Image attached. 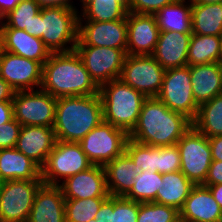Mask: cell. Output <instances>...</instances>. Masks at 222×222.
Returning <instances> with one entry per match:
<instances>
[{
    "label": "cell",
    "mask_w": 222,
    "mask_h": 222,
    "mask_svg": "<svg viewBox=\"0 0 222 222\" xmlns=\"http://www.w3.org/2000/svg\"><path fill=\"white\" fill-rule=\"evenodd\" d=\"M192 121L185 115L170 110L157 97L146 98L138 122L129 138L153 147L175 145L190 129Z\"/></svg>",
    "instance_id": "1"
},
{
    "label": "cell",
    "mask_w": 222,
    "mask_h": 222,
    "mask_svg": "<svg viewBox=\"0 0 222 222\" xmlns=\"http://www.w3.org/2000/svg\"><path fill=\"white\" fill-rule=\"evenodd\" d=\"M40 89L55 98L99 94V87L75 50L51 53L43 64Z\"/></svg>",
    "instance_id": "2"
},
{
    "label": "cell",
    "mask_w": 222,
    "mask_h": 222,
    "mask_svg": "<svg viewBox=\"0 0 222 222\" xmlns=\"http://www.w3.org/2000/svg\"><path fill=\"white\" fill-rule=\"evenodd\" d=\"M103 121L99 94L57 98L54 132L57 140L79 143Z\"/></svg>",
    "instance_id": "3"
},
{
    "label": "cell",
    "mask_w": 222,
    "mask_h": 222,
    "mask_svg": "<svg viewBox=\"0 0 222 222\" xmlns=\"http://www.w3.org/2000/svg\"><path fill=\"white\" fill-rule=\"evenodd\" d=\"M99 95L103 104V121L130 134L138 122L146 97L119 78L100 86Z\"/></svg>",
    "instance_id": "4"
},
{
    "label": "cell",
    "mask_w": 222,
    "mask_h": 222,
    "mask_svg": "<svg viewBox=\"0 0 222 222\" xmlns=\"http://www.w3.org/2000/svg\"><path fill=\"white\" fill-rule=\"evenodd\" d=\"M79 13L64 7L41 8L40 39L51 53L74 50L78 40Z\"/></svg>",
    "instance_id": "5"
},
{
    "label": "cell",
    "mask_w": 222,
    "mask_h": 222,
    "mask_svg": "<svg viewBox=\"0 0 222 222\" xmlns=\"http://www.w3.org/2000/svg\"><path fill=\"white\" fill-rule=\"evenodd\" d=\"M92 165L79 143L57 140L41 168V179L43 184L58 186L63 178L65 180Z\"/></svg>",
    "instance_id": "6"
},
{
    "label": "cell",
    "mask_w": 222,
    "mask_h": 222,
    "mask_svg": "<svg viewBox=\"0 0 222 222\" xmlns=\"http://www.w3.org/2000/svg\"><path fill=\"white\" fill-rule=\"evenodd\" d=\"M176 146L180 152V171L194 185H203L213 161L208 137L191 126Z\"/></svg>",
    "instance_id": "7"
},
{
    "label": "cell",
    "mask_w": 222,
    "mask_h": 222,
    "mask_svg": "<svg viewBox=\"0 0 222 222\" xmlns=\"http://www.w3.org/2000/svg\"><path fill=\"white\" fill-rule=\"evenodd\" d=\"M128 138L124 130L102 121L79 144L93 165L104 166L125 152Z\"/></svg>",
    "instance_id": "8"
},
{
    "label": "cell",
    "mask_w": 222,
    "mask_h": 222,
    "mask_svg": "<svg viewBox=\"0 0 222 222\" xmlns=\"http://www.w3.org/2000/svg\"><path fill=\"white\" fill-rule=\"evenodd\" d=\"M157 98L170 110L193 121L199 105L193 97L189 66L167 69Z\"/></svg>",
    "instance_id": "9"
},
{
    "label": "cell",
    "mask_w": 222,
    "mask_h": 222,
    "mask_svg": "<svg viewBox=\"0 0 222 222\" xmlns=\"http://www.w3.org/2000/svg\"><path fill=\"white\" fill-rule=\"evenodd\" d=\"M56 101L41 89L16 91L12 100L14 119L22 126L53 127Z\"/></svg>",
    "instance_id": "10"
},
{
    "label": "cell",
    "mask_w": 222,
    "mask_h": 222,
    "mask_svg": "<svg viewBox=\"0 0 222 222\" xmlns=\"http://www.w3.org/2000/svg\"><path fill=\"white\" fill-rule=\"evenodd\" d=\"M165 71L152 55H126L119 79L146 98L157 97Z\"/></svg>",
    "instance_id": "11"
},
{
    "label": "cell",
    "mask_w": 222,
    "mask_h": 222,
    "mask_svg": "<svg viewBox=\"0 0 222 222\" xmlns=\"http://www.w3.org/2000/svg\"><path fill=\"white\" fill-rule=\"evenodd\" d=\"M42 180H7L0 192V222H27Z\"/></svg>",
    "instance_id": "12"
},
{
    "label": "cell",
    "mask_w": 222,
    "mask_h": 222,
    "mask_svg": "<svg viewBox=\"0 0 222 222\" xmlns=\"http://www.w3.org/2000/svg\"><path fill=\"white\" fill-rule=\"evenodd\" d=\"M74 50L98 87L120 78L126 57L124 50L97 46H75Z\"/></svg>",
    "instance_id": "13"
},
{
    "label": "cell",
    "mask_w": 222,
    "mask_h": 222,
    "mask_svg": "<svg viewBox=\"0 0 222 222\" xmlns=\"http://www.w3.org/2000/svg\"><path fill=\"white\" fill-rule=\"evenodd\" d=\"M43 64L0 49V77L15 91L40 89Z\"/></svg>",
    "instance_id": "14"
},
{
    "label": "cell",
    "mask_w": 222,
    "mask_h": 222,
    "mask_svg": "<svg viewBox=\"0 0 222 222\" xmlns=\"http://www.w3.org/2000/svg\"><path fill=\"white\" fill-rule=\"evenodd\" d=\"M127 34L126 17L109 22H79L78 40L75 46L110 47L127 52Z\"/></svg>",
    "instance_id": "15"
},
{
    "label": "cell",
    "mask_w": 222,
    "mask_h": 222,
    "mask_svg": "<svg viewBox=\"0 0 222 222\" xmlns=\"http://www.w3.org/2000/svg\"><path fill=\"white\" fill-rule=\"evenodd\" d=\"M65 199L108 198L104 167L92 165L85 171L70 176L58 185Z\"/></svg>",
    "instance_id": "16"
},
{
    "label": "cell",
    "mask_w": 222,
    "mask_h": 222,
    "mask_svg": "<svg viewBox=\"0 0 222 222\" xmlns=\"http://www.w3.org/2000/svg\"><path fill=\"white\" fill-rule=\"evenodd\" d=\"M126 55H152L159 36L154 15L128 12Z\"/></svg>",
    "instance_id": "17"
},
{
    "label": "cell",
    "mask_w": 222,
    "mask_h": 222,
    "mask_svg": "<svg viewBox=\"0 0 222 222\" xmlns=\"http://www.w3.org/2000/svg\"><path fill=\"white\" fill-rule=\"evenodd\" d=\"M56 141L53 127L22 126L15 148L42 168Z\"/></svg>",
    "instance_id": "18"
},
{
    "label": "cell",
    "mask_w": 222,
    "mask_h": 222,
    "mask_svg": "<svg viewBox=\"0 0 222 222\" xmlns=\"http://www.w3.org/2000/svg\"><path fill=\"white\" fill-rule=\"evenodd\" d=\"M1 50L35 60L44 64L51 52L44 42L31 36L25 30L11 27H0Z\"/></svg>",
    "instance_id": "19"
},
{
    "label": "cell",
    "mask_w": 222,
    "mask_h": 222,
    "mask_svg": "<svg viewBox=\"0 0 222 222\" xmlns=\"http://www.w3.org/2000/svg\"><path fill=\"white\" fill-rule=\"evenodd\" d=\"M179 213L180 219L187 222H222V209L203 185L192 188Z\"/></svg>",
    "instance_id": "20"
},
{
    "label": "cell",
    "mask_w": 222,
    "mask_h": 222,
    "mask_svg": "<svg viewBox=\"0 0 222 222\" xmlns=\"http://www.w3.org/2000/svg\"><path fill=\"white\" fill-rule=\"evenodd\" d=\"M192 33L159 32L152 54L163 69L187 66V54Z\"/></svg>",
    "instance_id": "21"
},
{
    "label": "cell",
    "mask_w": 222,
    "mask_h": 222,
    "mask_svg": "<svg viewBox=\"0 0 222 222\" xmlns=\"http://www.w3.org/2000/svg\"><path fill=\"white\" fill-rule=\"evenodd\" d=\"M27 222H65V198L59 186L39 187Z\"/></svg>",
    "instance_id": "22"
},
{
    "label": "cell",
    "mask_w": 222,
    "mask_h": 222,
    "mask_svg": "<svg viewBox=\"0 0 222 222\" xmlns=\"http://www.w3.org/2000/svg\"><path fill=\"white\" fill-rule=\"evenodd\" d=\"M193 97L198 105L222 94V64L189 66Z\"/></svg>",
    "instance_id": "23"
},
{
    "label": "cell",
    "mask_w": 222,
    "mask_h": 222,
    "mask_svg": "<svg viewBox=\"0 0 222 222\" xmlns=\"http://www.w3.org/2000/svg\"><path fill=\"white\" fill-rule=\"evenodd\" d=\"M0 176L5 180H42L41 168L15 147L0 149Z\"/></svg>",
    "instance_id": "24"
},
{
    "label": "cell",
    "mask_w": 222,
    "mask_h": 222,
    "mask_svg": "<svg viewBox=\"0 0 222 222\" xmlns=\"http://www.w3.org/2000/svg\"><path fill=\"white\" fill-rule=\"evenodd\" d=\"M107 189L111 196H125L137 177L133 160L124 152L104 166Z\"/></svg>",
    "instance_id": "25"
},
{
    "label": "cell",
    "mask_w": 222,
    "mask_h": 222,
    "mask_svg": "<svg viewBox=\"0 0 222 222\" xmlns=\"http://www.w3.org/2000/svg\"><path fill=\"white\" fill-rule=\"evenodd\" d=\"M154 17L160 32L192 33L191 0H176L158 10Z\"/></svg>",
    "instance_id": "26"
},
{
    "label": "cell",
    "mask_w": 222,
    "mask_h": 222,
    "mask_svg": "<svg viewBox=\"0 0 222 222\" xmlns=\"http://www.w3.org/2000/svg\"><path fill=\"white\" fill-rule=\"evenodd\" d=\"M194 186L181 171L164 173L154 202L180 211Z\"/></svg>",
    "instance_id": "27"
},
{
    "label": "cell",
    "mask_w": 222,
    "mask_h": 222,
    "mask_svg": "<svg viewBox=\"0 0 222 222\" xmlns=\"http://www.w3.org/2000/svg\"><path fill=\"white\" fill-rule=\"evenodd\" d=\"M192 34L222 36V3H191Z\"/></svg>",
    "instance_id": "28"
},
{
    "label": "cell",
    "mask_w": 222,
    "mask_h": 222,
    "mask_svg": "<svg viewBox=\"0 0 222 222\" xmlns=\"http://www.w3.org/2000/svg\"><path fill=\"white\" fill-rule=\"evenodd\" d=\"M222 36L192 34L187 66L221 63Z\"/></svg>",
    "instance_id": "29"
},
{
    "label": "cell",
    "mask_w": 222,
    "mask_h": 222,
    "mask_svg": "<svg viewBox=\"0 0 222 222\" xmlns=\"http://www.w3.org/2000/svg\"><path fill=\"white\" fill-rule=\"evenodd\" d=\"M192 126L208 138L222 135V94L199 105Z\"/></svg>",
    "instance_id": "30"
},
{
    "label": "cell",
    "mask_w": 222,
    "mask_h": 222,
    "mask_svg": "<svg viewBox=\"0 0 222 222\" xmlns=\"http://www.w3.org/2000/svg\"><path fill=\"white\" fill-rule=\"evenodd\" d=\"M80 2L82 14L79 15V22L122 20L128 13V10L120 3L103 4L95 0H80Z\"/></svg>",
    "instance_id": "31"
},
{
    "label": "cell",
    "mask_w": 222,
    "mask_h": 222,
    "mask_svg": "<svg viewBox=\"0 0 222 222\" xmlns=\"http://www.w3.org/2000/svg\"><path fill=\"white\" fill-rule=\"evenodd\" d=\"M133 181V187L124 197L139 203L154 202L161 186L162 174L146 170Z\"/></svg>",
    "instance_id": "32"
},
{
    "label": "cell",
    "mask_w": 222,
    "mask_h": 222,
    "mask_svg": "<svg viewBox=\"0 0 222 222\" xmlns=\"http://www.w3.org/2000/svg\"><path fill=\"white\" fill-rule=\"evenodd\" d=\"M40 10L41 7L35 0H22L14 9L1 18L0 27L25 30L29 34V24Z\"/></svg>",
    "instance_id": "33"
},
{
    "label": "cell",
    "mask_w": 222,
    "mask_h": 222,
    "mask_svg": "<svg viewBox=\"0 0 222 222\" xmlns=\"http://www.w3.org/2000/svg\"><path fill=\"white\" fill-rule=\"evenodd\" d=\"M106 199H65V222H87L94 219Z\"/></svg>",
    "instance_id": "34"
},
{
    "label": "cell",
    "mask_w": 222,
    "mask_h": 222,
    "mask_svg": "<svg viewBox=\"0 0 222 222\" xmlns=\"http://www.w3.org/2000/svg\"><path fill=\"white\" fill-rule=\"evenodd\" d=\"M125 153L133 160L137 175L146 170L157 172V147L141 144L128 138Z\"/></svg>",
    "instance_id": "35"
},
{
    "label": "cell",
    "mask_w": 222,
    "mask_h": 222,
    "mask_svg": "<svg viewBox=\"0 0 222 222\" xmlns=\"http://www.w3.org/2000/svg\"><path fill=\"white\" fill-rule=\"evenodd\" d=\"M179 210L156 202L139 203L137 222H176Z\"/></svg>",
    "instance_id": "36"
},
{
    "label": "cell",
    "mask_w": 222,
    "mask_h": 222,
    "mask_svg": "<svg viewBox=\"0 0 222 222\" xmlns=\"http://www.w3.org/2000/svg\"><path fill=\"white\" fill-rule=\"evenodd\" d=\"M139 202L110 195V222H137Z\"/></svg>",
    "instance_id": "37"
},
{
    "label": "cell",
    "mask_w": 222,
    "mask_h": 222,
    "mask_svg": "<svg viewBox=\"0 0 222 222\" xmlns=\"http://www.w3.org/2000/svg\"><path fill=\"white\" fill-rule=\"evenodd\" d=\"M180 152L175 145L157 147V172L160 174L180 171Z\"/></svg>",
    "instance_id": "38"
},
{
    "label": "cell",
    "mask_w": 222,
    "mask_h": 222,
    "mask_svg": "<svg viewBox=\"0 0 222 222\" xmlns=\"http://www.w3.org/2000/svg\"><path fill=\"white\" fill-rule=\"evenodd\" d=\"M21 127L22 125L14 118L0 126V149L16 146Z\"/></svg>",
    "instance_id": "39"
},
{
    "label": "cell",
    "mask_w": 222,
    "mask_h": 222,
    "mask_svg": "<svg viewBox=\"0 0 222 222\" xmlns=\"http://www.w3.org/2000/svg\"><path fill=\"white\" fill-rule=\"evenodd\" d=\"M176 0H130L128 12L154 15L164 6Z\"/></svg>",
    "instance_id": "40"
},
{
    "label": "cell",
    "mask_w": 222,
    "mask_h": 222,
    "mask_svg": "<svg viewBox=\"0 0 222 222\" xmlns=\"http://www.w3.org/2000/svg\"><path fill=\"white\" fill-rule=\"evenodd\" d=\"M222 184V161L213 160L203 185Z\"/></svg>",
    "instance_id": "41"
},
{
    "label": "cell",
    "mask_w": 222,
    "mask_h": 222,
    "mask_svg": "<svg viewBox=\"0 0 222 222\" xmlns=\"http://www.w3.org/2000/svg\"><path fill=\"white\" fill-rule=\"evenodd\" d=\"M14 118L12 101L0 102V126Z\"/></svg>",
    "instance_id": "42"
},
{
    "label": "cell",
    "mask_w": 222,
    "mask_h": 222,
    "mask_svg": "<svg viewBox=\"0 0 222 222\" xmlns=\"http://www.w3.org/2000/svg\"><path fill=\"white\" fill-rule=\"evenodd\" d=\"M212 160L222 161V135L208 138Z\"/></svg>",
    "instance_id": "43"
},
{
    "label": "cell",
    "mask_w": 222,
    "mask_h": 222,
    "mask_svg": "<svg viewBox=\"0 0 222 222\" xmlns=\"http://www.w3.org/2000/svg\"><path fill=\"white\" fill-rule=\"evenodd\" d=\"M36 3L41 8H50V7H64L69 9H76L75 6L72 5L73 2H70L71 0H35Z\"/></svg>",
    "instance_id": "44"
},
{
    "label": "cell",
    "mask_w": 222,
    "mask_h": 222,
    "mask_svg": "<svg viewBox=\"0 0 222 222\" xmlns=\"http://www.w3.org/2000/svg\"><path fill=\"white\" fill-rule=\"evenodd\" d=\"M94 219L97 222H110V196L102 203Z\"/></svg>",
    "instance_id": "45"
},
{
    "label": "cell",
    "mask_w": 222,
    "mask_h": 222,
    "mask_svg": "<svg viewBox=\"0 0 222 222\" xmlns=\"http://www.w3.org/2000/svg\"><path fill=\"white\" fill-rule=\"evenodd\" d=\"M15 90L0 77V102L12 101Z\"/></svg>",
    "instance_id": "46"
},
{
    "label": "cell",
    "mask_w": 222,
    "mask_h": 222,
    "mask_svg": "<svg viewBox=\"0 0 222 222\" xmlns=\"http://www.w3.org/2000/svg\"><path fill=\"white\" fill-rule=\"evenodd\" d=\"M22 0H0V20Z\"/></svg>",
    "instance_id": "47"
},
{
    "label": "cell",
    "mask_w": 222,
    "mask_h": 222,
    "mask_svg": "<svg viewBox=\"0 0 222 222\" xmlns=\"http://www.w3.org/2000/svg\"><path fill=\"white\" fill-rule=\"evenodd\" d=\"M203 186L209 188L214 197V200L219 204V207L222 209V184L203 185Z\"/></svg>",
    "instance_id": "48"
},
{
    "label": "cell",
    "mask_w": 222,
    "mask_h": 222,
    "mask_svg": "<svg viewBox=\"0 0 222 222\" xmlns=\"http://www.w3.org/2000/svg\"><path fill=\"white\" fill-rule=\"evenodd\" d=\"M29 34L40 38V12L34 16L33 20L29 24Z\"/></svg>",
    "instance_id": "49"
},
{
    "label": "cell",
    "mask_w": 222,
    "mask_h": 222,
    "mask_svg": "<svg viewBox=\"0 0 222 222\" xmlns=\"http://www.w3.org/2000/svg\"><path fill=\"white\" fill-rule=\"evenodd\" d=\"M99 1L103 4H112V3H120L122 4L127 10L129 9L130 0H95Z\"/></svg>",
    "instance_id": "50"
},
{
    "label": "cell",
    "mask_w": 222,
    "mask_h": 222,
    "mask_svg": "<svg viewBox=\"0 0 222 222\" xmlns=\"http://www.w3.org/2000/svg\"><path fill=\"white\" fill-rule=\"evenodd\" d=\"M191 3L217 4L222 3V0H191Z\"/></svg>",
    "instance_id": "51"
},
{
    "label": "cell",
    "mask_w": 222,
    "mask_h": 222,
    "mask_svg": "<svg viewBox=\"0 0 222 222\" xmlns=\"http://www.w3.org/2000/svg\"><path fill=\"white\" fill-rule=\"evenodd\" d=\"M5 180L0 176V192L2 191Z\"/></svg>",
    "instance_id": "52"
},
{
    "label": "cell",
    "mask_w": 222,
    "mask_h": 222,
    "mask_svg": "<svg viewBox=\"0 0 222 222\" xmlns=\"http://www.w3.org/2000/svg\"><path fill=\"white\" fill-rule=\"evenodd\" d=\"M87 222H97V220L96 219H91V220H89Z\"/></svg>",
    "instance_id": "53"
},
{
    "label": "cell",
    "mask_w": 222,
    "mask_h": 222,
    "mask_svg": "<svg viewBox=\"0 0 222 222\" xmlns=\"http://www.w3.org/2000/svg\"><path fill=\"white\" fill-rule=\"evenodd\" d=\"M176 222H187V221H184V220L179 218Z\"/></svg>",
    "instance_id": "54"
}]
</instances>
